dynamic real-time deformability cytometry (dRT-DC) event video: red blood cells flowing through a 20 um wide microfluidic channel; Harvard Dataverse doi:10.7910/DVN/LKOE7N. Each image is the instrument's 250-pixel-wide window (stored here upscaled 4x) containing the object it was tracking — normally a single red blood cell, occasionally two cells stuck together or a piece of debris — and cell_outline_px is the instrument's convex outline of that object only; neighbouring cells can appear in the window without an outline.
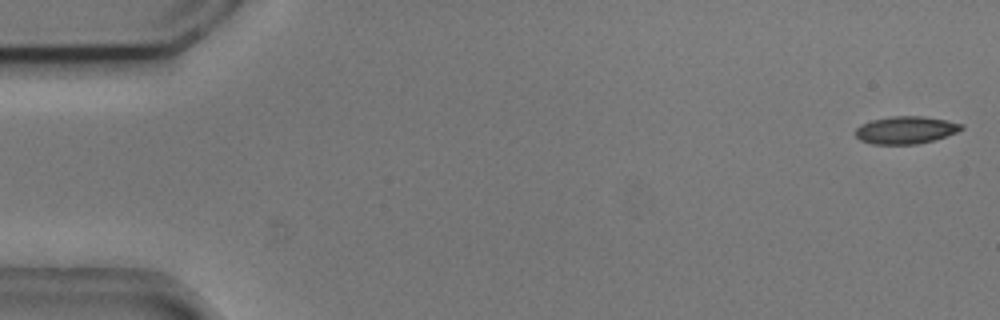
{"species": "common noctule bat (a hibernating species)", "species_latin": "Nyctalus noctula", "temperature_condition": "cold", "stored_images_in_passage": 54, "camera_frame_rate_fps": 3000, "um_per_image_px": 0.085, "animal": {"sex": "male", "body_mass_g": 20.5, "forearm_length_mm": 52.5}, "frame": {"image": 1, "passage_image": 1, "time_ms": 0.0, "image_size_px": [1000, 320], "cell_outline_px": [[964, 128], [956, 132], [932, 140], [916, 144], [872, 144], [860, 140], [856, 136], [856, 128], [860, 124], [872, 120], [892, 116], [920, 116], [944, 120], [964, 124]], "centroid_in_image_um": [76.95, 11.05], "position_along_channel_um": 8.0, "area_um2": 16.76}}
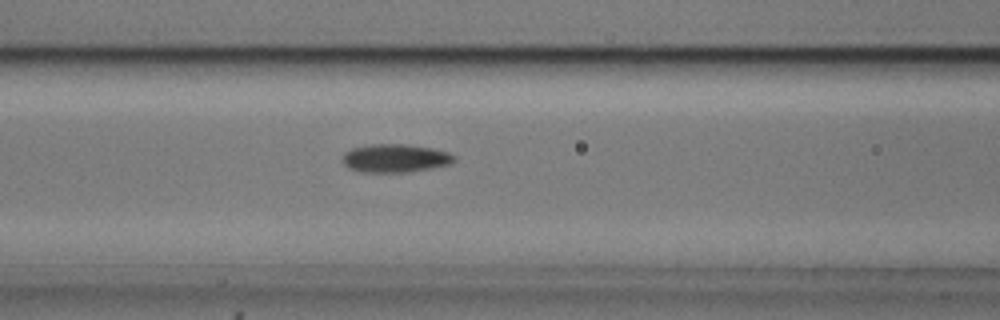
{"frame": {"image": 2, "passage_image": 22, "time_ms": 7.0, "image_size_px": [1000, 320], "cell_outline_px": [[456, 160], [452, 164], [432, 168], [408, 172], [364, 172], [348, 168], [344, 164], [344, 152], [352, 148], [372, 144], [408, 144], [432, 148], [448, 152], [456, 156]], "centroid_in_image_um": [33.64, 13.45], "position_along_channel_um": 133.0, "area_um2": 18.5}}
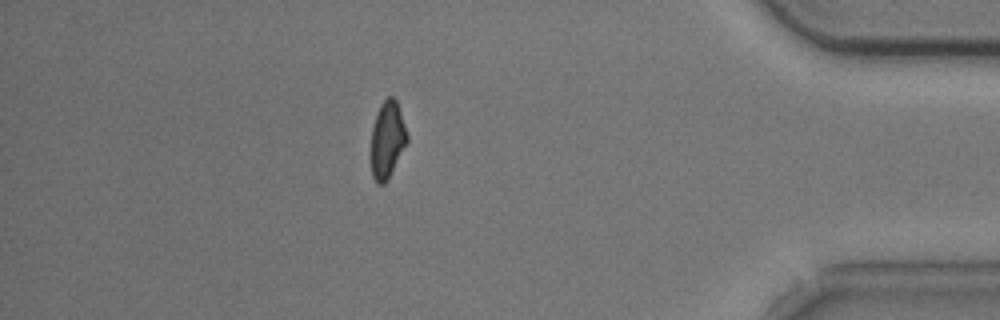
{"frame": {"image": 3, "passage_image": 47, "time_ms": 15.333, "image_size_px": [1000, 320], "cell_outline_px": [[408, 140], [388, 180], [384, 184], [376, 184], [372, 176], [372, 128], [376, 112], [380, 104], [388, 96], [392, 96], [396, 100], [408, 136]], "centroid_in_image_um": [32.91, 11.88], "position_along_channel_um": 402.3, "area_um2": 16.01}, "authors_computed_cell_mechanics": {"area_um2": 17.1666, "velocity_mm_per_s": 3.7181, "shape_relaxation_time_tau1_ms": 2.6669, "shape_relaxation_time_tau2_ms": 3.1428, "deformation_change_tau1": 0.1129, "deformation_change_tau2": 0.0796}}